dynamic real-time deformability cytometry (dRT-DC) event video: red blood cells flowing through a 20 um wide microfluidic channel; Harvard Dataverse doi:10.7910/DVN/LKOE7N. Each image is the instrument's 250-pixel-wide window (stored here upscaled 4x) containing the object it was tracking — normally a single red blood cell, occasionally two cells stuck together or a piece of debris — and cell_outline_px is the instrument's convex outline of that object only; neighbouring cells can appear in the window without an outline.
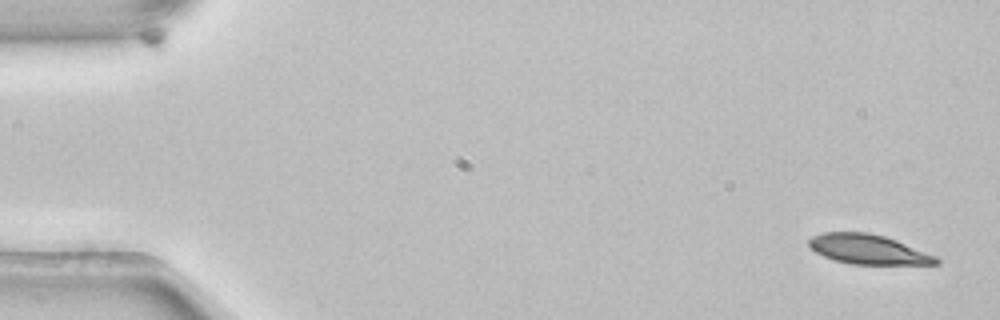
{"species": "common noctule bat (a hibernating species)", "species_latin": "Nyctalus noctula", "temperature_condition": "room temperature", "stored_images_in_passage": 3, "camera_frame_rate_fps": 3000, "um_per_image_px": 0.085, "animal": {"sex": "female", "body_mass_g": 22.7, "forearm_length_mm": 54.2}, "frame": {"image": 1, "passage_image": 1, "time_ms": 0.0, "image_size_px": [1000, 320], "cell_outline_px": [[940, 264], [852, 264], [836, 260], [824, 256], [816, 252], [808, 244], [808, 240], [812, 236], [824, 232], [868, 232], [884, 236], [896, 240], [936, 256], [940, 260]], "centroid_in_image_um": [73.8, 21.19], "position_along_channel_um": 11.2, "area_um2": 21.79}}